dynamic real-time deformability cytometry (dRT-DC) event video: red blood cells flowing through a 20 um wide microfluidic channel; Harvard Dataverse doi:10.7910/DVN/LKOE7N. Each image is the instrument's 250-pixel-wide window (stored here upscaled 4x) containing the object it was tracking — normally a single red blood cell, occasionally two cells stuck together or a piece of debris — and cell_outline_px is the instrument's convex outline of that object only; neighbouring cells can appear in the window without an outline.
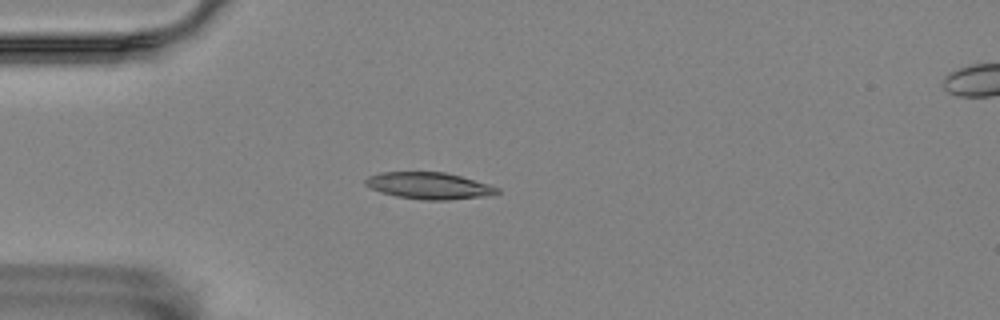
{"species": "Egyptian fruit bat (a non-hibernating species)", "species_latin": "Rousettus aegyptiacus", "temperature_condition": "room temperature", "stored_images_in_passage": 43, "camera_frame_rate_fps": 3000, "um_per_image_px": 0.085, "animal": {"sex": "female"}, "frame": {"image": 1, "passage_image": 1, "time_ms": 0.0, "image_size_px": [1000, 320], "cell_outline_px": [[500, 192], [492, 196], [448, 200], [420, 200], [396, 196], [380, 192], [364, 184], [364, 180], [368, 176], [380, 172], [444, 172], [460, 176], [488, 184], [500, 188]], "centroid_in_image_um": [36.49, 15.8], "position_along_channel_um": 48.5, "area_um2": 20.69}}
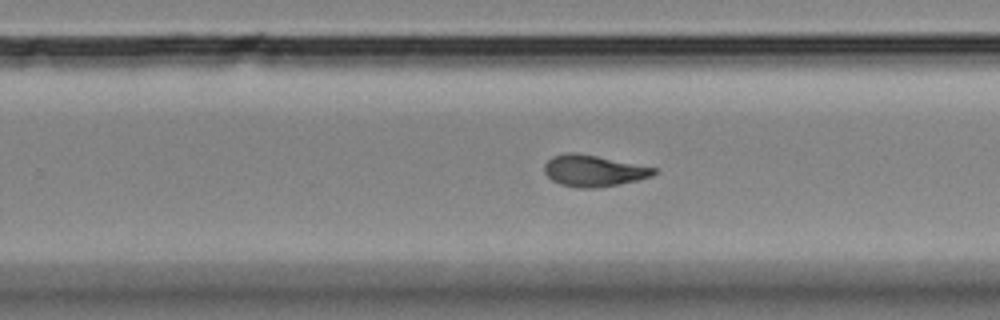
{"frame": {"image": 2, "passage_image": 22, "time_ms": 7.0, "image_size_px": [1000, 320], "cell_outline_px": [[656, 172], [652, 176], [636, 180], [596, 188], [576, 188], [560, 184], [552, 180], [544, 172], [544, 164], [552, 156], [564, 152], [576, 152], [656, 168]], "centroid_in_image_um": [50.39, 14.51], "position_along_channel_um": 279.4, "area_um2": 19.88}}
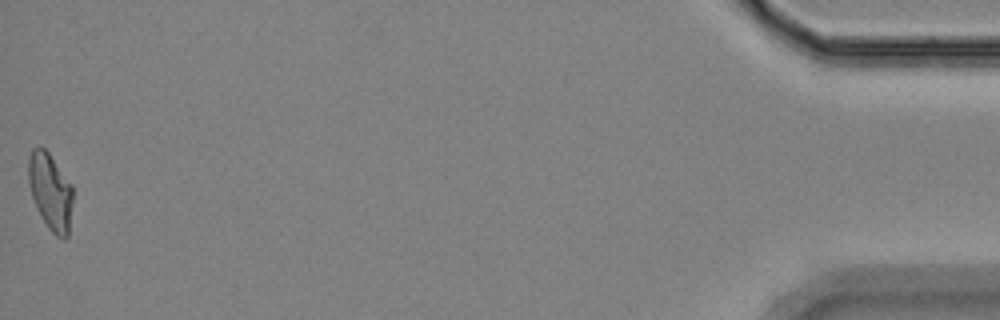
{"frame": {"image": 3, "passage_image": 43, "time_ms": 14.0, "image_size_px": [1000, 320], "cell_outline_px": [[72, 200], [68, 236], [64, 240], [56, 236], [48, 228], [40, 216], [32, 196], [28, 180], [28, 156], [32, 148], [40, 144], [48, 152], [72, 184]], "centroid_in_image_um": [4.27, 16.26], "position_along_channel_um": 430.9, "area_um2": 20.0}, "authors_computed_cell_mechanics": {"area_um2": 20.0566, "velocity_mm_per_s": 3.4773, "shape_relaxation_time_tau1_ms": 5.2795, "shape_relaxation_time_tau2_ms": 2.3646, "deformation_change_tau1": 0.1623, "deformation_change_tau2": 0.0878}}